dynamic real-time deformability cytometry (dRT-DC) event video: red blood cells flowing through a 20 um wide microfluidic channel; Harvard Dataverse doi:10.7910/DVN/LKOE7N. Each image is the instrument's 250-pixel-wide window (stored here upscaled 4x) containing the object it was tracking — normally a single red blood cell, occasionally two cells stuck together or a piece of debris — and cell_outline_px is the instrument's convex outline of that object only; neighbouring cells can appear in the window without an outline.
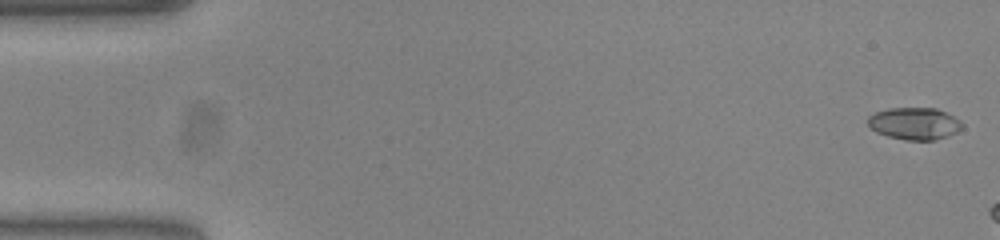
{"species": "common noctule bat (a hibernating species)", "species_latin": "Nyctalus noctula", "temperature_condition": "warm", "stored_images_in_passage": 13, "camera_frame_rate_fps": 3000, "um_per_image_px": 0.085, "animal": {"sex": "female", "body_mass_g": 23.0, "forearm_length_mm": 53.4}, "frame": {"image": 1, "passage_image": 1, "time_ms": 0.0, "image_size_px": [1000, 240], "cell_outline_px": [[964, 128], [948, 136], [936, 140], [904, 140], [888, 136], [876, 132], [868, 124], [868, 116], [876, 112], [888, 108], [936, 108], [960, 120], [964, 124]], "centroid_in_image_um": [77.75, 10.51], "position_along_channel_um": 7.3, "area_um2": 17.69}}